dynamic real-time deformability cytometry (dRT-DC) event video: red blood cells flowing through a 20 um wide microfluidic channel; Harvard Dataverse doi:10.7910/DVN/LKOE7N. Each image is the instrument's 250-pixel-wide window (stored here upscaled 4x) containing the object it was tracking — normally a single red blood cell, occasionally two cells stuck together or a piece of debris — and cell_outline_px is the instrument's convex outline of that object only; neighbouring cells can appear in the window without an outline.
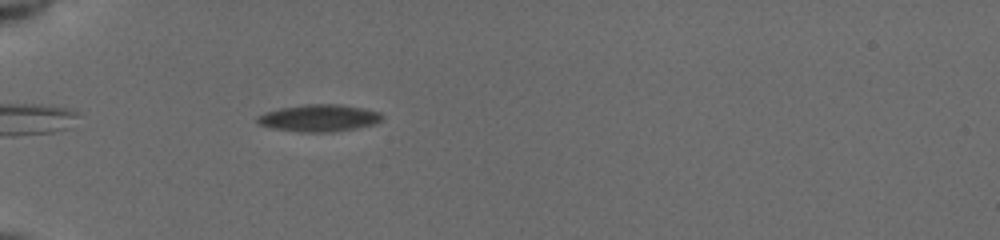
{"species": "common noctule bat (a hibernating species)", "species_latin": "Nyctalus noctula", "temperature_condition": "cold", "stored_images_in_passage": 45, "camera_frame_rate_fps": 3000, "um_per_image_px": 0.085, "animal": {"sex": "female", "body_mass_g": 19.5, "forearm_length_mm": 54.1}, "frame": {"image": 1, "passage_image": 5, "time_ms": 1.0, "image_size_px": [1000, 240], "cell_outline_px": [[384, 116], [380, 120], [372, 124], [332, 132], [300, 132], [272, 128], [260, 124], [256, 120], [256, 116], [280, 108], [304, 104], [340, 104], [364, 108], [380, 112]], "centroid_in_image_um": [27.11, 10.02], "position_along_channel_um": 57.9, "area_um2": 19.48}}
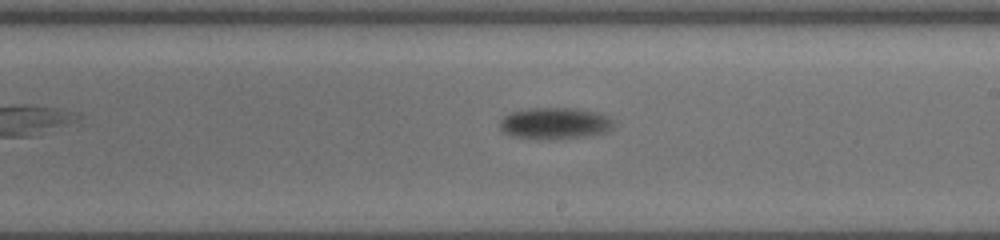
{"frame": {"image": 2, "passage_image": 27, "time_ms": 6.333, "image_size_px": [1000, 240], "cell_outline_px": [[612, 128], [608, 132], [552, 140], [540, 140], [516, 136], [504, 132], [500, 128], [500, 120], [504, 116], [512, 112], [532, 108], [576, 108], [596, 112], [612, 120]], "centroid_in_image_um": [47.13, 10.49], "position_along_channel_um": 241.9, "area_um2": 20.69}}
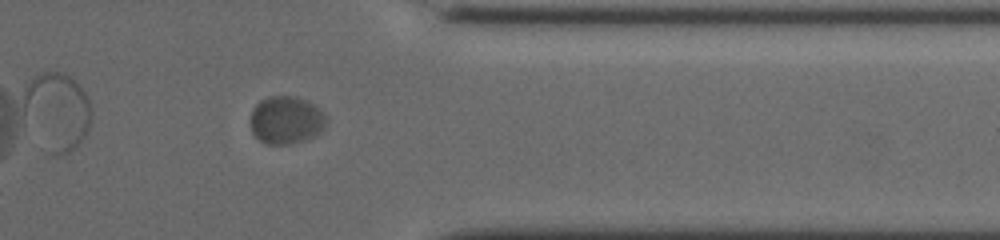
{"frame": {"image": 3, "passage_image": 43, "time_ms": 10.333, "image_size_px": [1000, 240], "cell_outline_px": [[328, 120], [324, 128], [316, 136], [292, 144], [268, 144], [260, 140], [252, 132], [252, 108], [260, 100], [268, 96], [292, 96], [308, 100], [324, 112]], "centroid_in_image_um": [24.36, 10.2], "position_along_channel_um": 387.0, "area_um2": 21.27}, "authors_computed_cell_mechanics": {"area_um2": 20.0566, "velocity_mm_per_s": 3.7703, "shape_relaxation_time_tau1_ms": 1.6987, "shape_relaxation_time_tau2_ms": null, "deformation_change_tau1": 0.0815, "deformation_change_tau2": null}}